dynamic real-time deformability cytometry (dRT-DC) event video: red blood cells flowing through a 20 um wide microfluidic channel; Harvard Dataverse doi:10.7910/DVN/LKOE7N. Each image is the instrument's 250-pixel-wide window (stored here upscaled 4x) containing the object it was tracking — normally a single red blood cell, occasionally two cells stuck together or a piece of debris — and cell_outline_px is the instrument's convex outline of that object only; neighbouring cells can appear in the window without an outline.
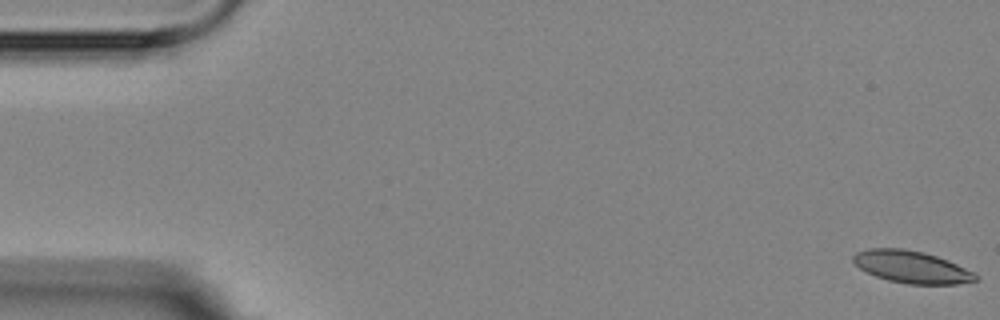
{"species": "Egyptian fruit bat (a non-hibernating species)", "species_latin": "Rousettus aegyptiacus", "temperature_condition": "room temperature", "stored_images_in_passage": 5, "camera_frame_rate_fps": 3000, "um_per_image_px": 0.085, "animal": {"sex": "female"}, "frame": {"image": 1, "passage_image": 1, "time_ms": 0.0, "image_size_px": [1000, 320], "cell_outline_px": [[980, 280], [956, 284], [908, 284], [888, 280], [876, 276], [860, 268], [852, 260], [852, 256], [856, 252], [868, 248], [904, 248], [924, 252], [948, 260], [972, 272]], "centroid_in_image_um": [77.46, 22.68], "position_along_channel_um": 7.5, "area_um2": 22.83}}
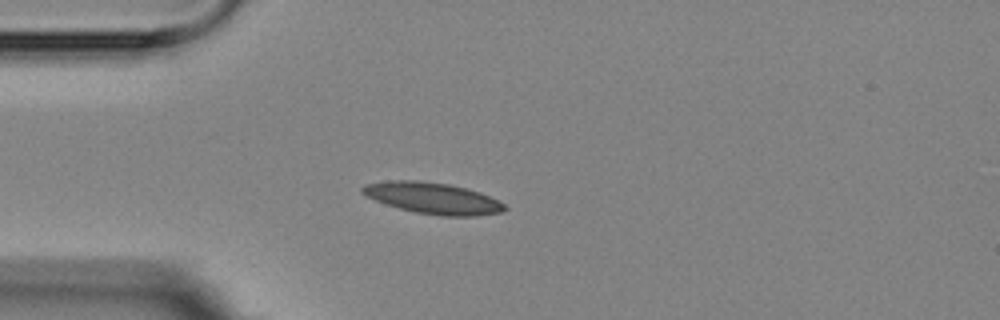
{"frame": {"image": 2, "passage_image": 5, "time_ms": 4.667, "image_size_px": [1000, 320], "cell_outline_px": [[508, 208], [500, 212], [476, 216], [440, 216], [416, 212], [400, 208], [376, 200], [360, 192], [360, 188], [364, 184], [388, 180], [416, 180], [448, 184], [468, 188], [480, 192], [500, 200]], "centroid_in_image_um": [36.81, 16.83], "position_along_channel_um": 48.2, "area_um2": 25.95}}